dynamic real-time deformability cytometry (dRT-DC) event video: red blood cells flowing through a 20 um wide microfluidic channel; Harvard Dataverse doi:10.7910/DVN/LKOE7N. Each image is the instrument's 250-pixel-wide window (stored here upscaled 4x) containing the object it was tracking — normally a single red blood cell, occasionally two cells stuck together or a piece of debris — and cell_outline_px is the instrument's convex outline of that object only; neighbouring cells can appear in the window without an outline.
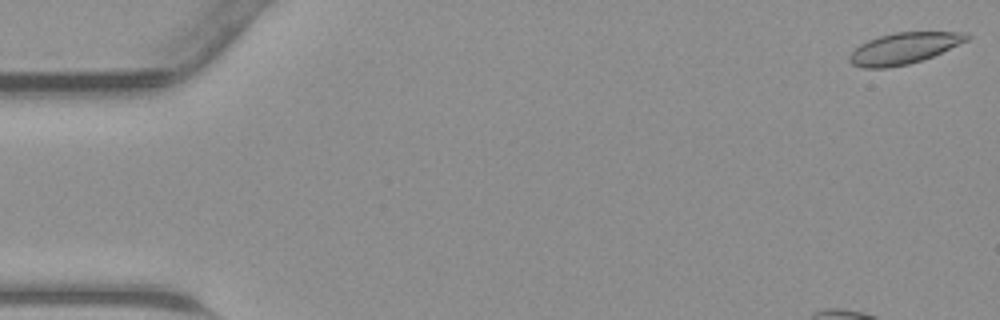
{"species": "common noctule bat (a hibernating species)", "species_latin": "Nyctalus noctula", "temperature_condition": "warm", "stored_images_in_passage": 38, "camera_frame_rate_fps": 3000, "um_per_image_px": 0.085, "animal": {"sex": "male", "body_mass_g": 23.1, "forearm_length_mm": 52.7}, "frame": {"image": 1, "passage_image": 1, "time_ms": 0.0, "image_size_px": [1000, 320], "cell_outline_px": [[972, 36], [968, 40], [932, 56], [908, 64], [888, 68], [860, 68], [852, 64], [848, 60], [848, 56], [860, 44], [868, 40], [880, 36], [896, 32], [968, 32]], "centroid_in_image_um": [76.82, 4.11], "position_along_channel_um": 8.2, "area_um2": 21.27}}